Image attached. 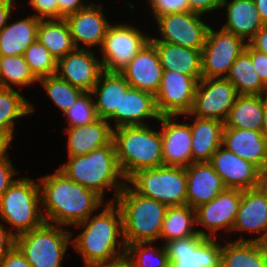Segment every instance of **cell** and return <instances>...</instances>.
I'll return each mask as SVG.
<instances>
[{
  "instance_id": "1",
  "label": "cell",
  "mask_w": 267,
  "mask_h": 267,
  "mask_svg": "<svg viewBox=\"0 0 267 267\" xmlns=\"http://www.w3.org/2000/svg\"><path fill=\"white\" fill-rule=\"evenodd\" d=\"M39 181L41 206L46 210L45 222L75 226L103 205L104 199L100 195L77 184L59 169Z\"/></svg>"
},
{
  "instance_id": "19",
  "label": "cell",
  "mask_w": 267,
  "mask_h": 267,
  "mask_svg": "<svg viewBox=\"0 0 267 267\" xmlns=\"http://www.w3.org/2000/svg\"><path fill=\"white\" fill-rule=\"evenodd\" d=\"M120 73L131 87L155 96L160 89L163 73L155 45L149 40Z\"/></svg>"
},
{
  "instance_id": "39",
  "label": "cell",
  "mask_w": 267,
  "mask_h": 267,
  "mask_svg": "<svg viewBox=\"0 0 267 267\" xmlns=\"http://www.w3.org/2000/svg\"><path fill=\"white\" fill-rule=\"evenodd\" d=\"M151 244L152 242L128 244L125 256L133 267H170L164 244L161 248H153Z\"/></svg>"
},
{
  "instance_id": "5",
  "label": "cell",
  "mask_w": 267,
  "mask_h": 267,
  "mask_svg": "<svg viewBox=\"0 0 267 267\" xmlns=\"http://www.w3.org/2000/svg\"><path fill=\"white\" fill-rule=\"evenodd\" d=\"M117 160L126 180L136 171L163 166L161 130L149 125L113 129Z\"/></svg>"
},
{
  "instance_id": "10",
  "label": "cell",
  "mask_w": 267,
  "mask_h": 267,
  "mask_svg": "<svg viewBox=\"0 0 267 267\" xmlns=\"http://www.w3.org/2000/svg\"><path fill=\"white\" fill-rule=\"evenodd\" d=\"M150 40L140 30L124 24L109 25L101 46L103 70L120 72Z\"/></svg>"
},
{
  "instance_id": "27",
  "label": "cell",
  "mask_w": 267,
  "mask_h": 267,
  "mask_svg": "<svg viewBox=\"0 0 267 267\" xmlns=\"http://www.w3.org/2000/svg\"><path fill=\"white\" fill-rule=\"evenodd\" d=\"M227 7V22L221 27L247 43L265 24L260 18L254 0H222L221 7ZM248 37V38H247Z\"/></svg>"
},
{
  "instance_id": "17",
  "label": "cell",
  "mask_w": 267,
  "mask_h": 267,
  "mask_svg": "<svg viewBox=\"0 0 267 267\" xmlns=\"http://www.w3.org/2000/svg\"><path fill=\"white\" fill-rule=\"evenodd\" d=\"M103 71L101 60L92 51L81 47L57 60L56 75L72 86L91 92Z\"/></svg>"
},
{
  "instance_id": "2",
  "label": "cell",
  "mask_w": 267,
  "mask_h": 267,
  "mask_svg": "<svg viewBox=\"0 0 267 267\" xmlns=\"http://www.w3.org/2000/svg\"><path fill=\"white\" fill-rule=\"evenodd\" d=\"M114 203L113 200L110 201L101 213L94 217L91 215L75 225L84 230L76 238L71 239V245L82 255L86 266L97 262H109L125 255L122 215ZM118 237H122V243ZM117 245L119 248H116Z\"/></svg>"
},
{
  "instance_id": "13",
  "label": "cell",
  "mask_w": 267,
  "mask_h": 267,
  "mask_svg": "<svg viewBox=\"0 0 267 267\" xmlns=\"http://www.w3.org/2000/svg\"><path fill=\"white\" fill-rule=\"evenodd\" d=\"M194 12H176L156 18L162 39L150 37V41H163L194 50H202L209 25Z\"/></svg>"
},
{
  "instance_id": "24",
  "label": "cell",
  "mask_w": 267,
  "mask_h": 267,
  "mask_svg": "<svg viewBox=\"0 0 267 267\" xmlns=\"http://www.w3.org/2000/svg\"><path fill=\"white\" fill-rule=\"evenodd\" d=\"M187 205L193 209L210 202L226 187L209 162L191 163L185 168Z\"/></svg>"
},
{
  "instance_id": "11",
  "label": "cell",
  "mask_w": 267,
  "mask_h": 267,
  "mask_svg": "<svg viewBox=\"0 0 267 267\" xmlns=\"http://www.w3.org/2000/svg\"><path fill=\"white\" fill-rule=\"evenodd\" d=\"M237 96L235 86L226 78H201L196 86L192 110L185 115L224 123Z\"/></svg>"
},
{
  "instance_id": "49",
  "label": "cell",
  "mask_w": 267,
  "mask_h": 267,
  "mask_svg": "<svg viewBox=\"0 0 267 267\" xmlns=\"http://www.w3.org/2000/svg\"><path fill=\"white\" fill-rule=\"evenodd\" d=\"M15 237V232H8L0 223V260L15 246Z\"/></svg>"
},
{
  "instance_id": "22",
  "label": "cell",
  "mask_w": 267,
  "mask_h": 267,
  "mask_svg": "<svg viewBox=\"0 0 267 267\" xmlns=\"http://www.w3.org/2000/svg\"><path fill=\"white\" fill-rule=\"evenodd\" d=\"M130 87V84L120 72L103 70L98 82L91 90L92 95L97 97L94 104L98 118L113 119L116 122L114 129L120 127L121 97Z\"/></svg>"
},
{
  "instance_id": "7",
  "label": "cell",
  "mask_w": 267,
  "mask_h": 267,
  "mask_svg": "<svg viewBox=\"0 0 267 267\" xmlns=\"http://www.w3.org/2000/svg\"><path fill=\"white\" fill-rule=\"evenodd\" d=\"M127 183L140 195L155 199L168 207L187 205L186 170L160 166L136 171Z\"/></svg>"
},
{
  "instance_id": "16",
  "label": "cell",
  "mask_w": 267,
  "mask_h": 267,
  "mask_svg": "<svg viewBox=\"0 0 267 267\" xmlns=\"http://www.w3.org/2000/svg\"><path fill=\"white\" fill-rule=\"evenodd\" d=\"M236 230L258 233L259 237L248 241L267 243V176L260 187L242 190L232 231Z\"/></svg>"
},
{
  "instance_id": "3",
  "label": "cell",
  "mask_w": 267,
  "mask_h": 267,
  "mask_svg": "<svg viewBox=\"0 0 267 267\" xmlns=\"http://www.w3.org/2000/svg\"><path fill=\"white\" fill-rule=\"evenodd\" d=\"M58 169L77 184L96 192L102 198L106 189L115 188L116 199L127 184L119 167L114 142L86 155L68 157L67 163Z\"/></svg>"
},
{
  "instance_id": "48",
  "label": "cell",
  "mask_w": 267,
  "mask_h": 267,
  "mask_svg": "<svg viewBox=\"0 0 267 267\" xmlns=\"http://www.w3.org/2000/svg\"><path fill=\"white\" fill-rule=\"evenodd\" d=\"M58 2V19L65 18L66 16L75 13L87 5L83 4L81 0H57Z\"/></svg>"
},
{
  "instance_id": "20",
  "label": "cell",
  "mask_w": 267,
  "mask_h": 267,
  "mask_svg": "<svg viewBox=\"0 0 267 267\" xmlns=\"http://www.w3.org/2000/svg\"><path fill=\"white\" fill-rule=\"evenodd\" d=\"M177 116H160L164 166L186 168L192 163L190 125L174 122Z\"/></svg>"
},
{
  "instance_id": "54",
  "label": "cell",
  "mask_w": 267,
  "mask_h": 267,
  "mask_svg": "<svg viewBox=\"0 0 267 267\" xmlns=\"http://www.w3.org/2000/svg\"><path fill=\"white\" fill-rule=\"evenodd\" d=\"M261 20L267 24V0H254Z\"/></svg>"
},
{
  "instance_id": "28",
  "label": "cell",
  "mask_w": 267,
  "mask_h": 267,
  "mask_svg": "<svg viewBox=\"0 0 267 267\" xmlns=\"http://www.w3.org/2000/svg\"><path fill=\"white\" fill-rule=\"evenodd\" d=\"M190 128L192 163L209 162L214 152L222 145L224 123L195 116Z\"/></svg>"
},
{
  "instance_id": "37",
  "label": "cell",
  "mask_w": 267,
  "mask_h": 267,
  "mask_svg": "<svg viewBox=\"0 0 267 267\" xmlns=\"http://www.w3.org/2000/svg\"><path fill=\"white\" fill-rule=\"evenodd\" d=\"M38 80L31 73L23 55L0 56V87L30 86Z\"/></svg>"
},
{
  "instance_id": "31",
  "label": "cell",
  "mask_w": 267,
  "mask_h": 267,
  "mask_svg": "<svg viewBox=\"0 0 267 267\" xmlns=\"http://www.w3.org/2000/svg\"><path fill=\"white\" fill-rule=\"evenodd\" d=\"M265 95H238L224 122V128L261 131Z\"/></svg>"
},
{
  "instance_id": "52",
  "label": "cell",
  "mask_w": 267,
  "mask_h": 267,
  "mask_svg": "<svg viewBox=\"0 0 267 267\" xmlns=\"http://www.w3.org/2000/svg\"><path fill=\"white\" fill-rule=\"evenodd\" d=\"M85 267H133L129 259L123 255L115 260L109 262H97L89 264Z\"/></svg>"
},
{
  "instance_id": "40",
  "label": "cell",
  "mask_w": 267,
  "mask_h": 267,
  "mask_svg": "<svg viewBox=\"0 0 267 267\" xmlns=\"http://www.w3.org/2000/svg\"><path fill=\"white\" fill-rule=\"evenodd\" d=\"M23 56L37 80L56 74L57 60L38 39L26 49Z\"/></svg>"
},
{
  "instance_id": "8",
  "label": "cell",
  "mask_w": 267,
  "mask_h": 267,
  "mask_svg": "<svg viewBox=\"0 0 267 267\" xmlns=\"http://www.w3.org/2000/svg\"><path fill=\"white\" fill-rule=\"evenodd\" d=\"M59 227L44 221L37 228L15 237V246L31 267H61L73 234Z\"/></svg>"
},
{
  "instance_id": "46",
  "label": "cell",
  "mask_w": 267,
  "mask_h": 267,
  "mask_svg": "<svg viewBox=\"0 0 267 267\" xmlns=\"http://www.w3.org/2000/svg\"><path fill=\"white\" fill-rule=\"evenodd\" d=\"M0 267H31V265L20 250L14 246L2 257Z\"/></svg>"
},
{
  "instance_id": "23",
  "label": "cell",
  "mask_w": 267,
  "mask_h": 267,
  "mask_svg": "<svg viewBox=\"0 0 267 267\" xmlns=\"http://www.w3.org/2000/svg\"><path fill=\"white\" fill-rule=\"evenodd\" d=\"M222 146L254 164L267 176V139L261 131L223 128Z\"/></svg>"
},
{
  "instance_id": "51",
  "label": "cell",
  "mask_w": 267,
  "mask_h": 267,
  "mask_svg": "<svg viewBox=\"0 0 267 267\" xmlns=\"http://www.w3.org/2000/svg\"><path fill=\"white\" fill-rule=\"evenodd\" d=\"M16 4L14 0H0V32L5 28L11 17V9Z\"/></svg>"
},
{
  "instance_id": "53",
  "label": "cell",
  "mask_w": 267,
  "mask_h": 267,
  "mask_svg": "<svg viewBox=\"0 0 267 267\" xmlns=\"http://www.w3.org/2000/svg\"><path fill=\"white\" fill-rule=\"evenodd\" d=\"M12 139H13V134L11 132H5L0 130V161L9 159V156L6 152L8 150V146L10 145Z\"/></svg>"
},
{
  "instance_id": "42",
  "label": "cell",
  "mask_w": 267,
  "mask_h": 267,
  "mask_svg": "<svg viewBox=\"0 0 267 267\" xmlns=\"http://www.w3.org/2000/svg\"><path fill=\"white\" fill-rule=\"evenodd\" d=\"M152 6L154 17H160L176 12H190L188 0H148Z\"/></svg>"
},
{
  "instance_id": "45",
  "label": "cell",
  "mask_w": 267,
  "mask_h": 267,
  "mask_svg": "<svg viewBox=\"0 0 267 267\" xmlns=\"http://www.w3.org/2000/svg\"><path fill=\"white\" fill-rule=\"evenodd\" d=\"M18 173L12 165L10 159L0 161V197L13 184L16 179L13 176Z\"/></svg>"
},
{
  "instance_id": "14",
  "label": "cell",
  "mask_w": 267,
  "mask_h": 267,
  "mask_svg": "<svg viewBox=\"0 0 267 267\" xmlns=\"http://www.w3.org/2000/svg\"><path fill=\"white\" fill-rule=\"evenodd\" d=\"M197 81L180 72L163 70L160 89L155 95L161 116H182L191 112Z\"/></svg>"
},
{
  "instance_id": "32",
  "label": "cell",
  "mask_w": 267,
  "mask_h": 267,
  "mask_svg": "<svg viewBox=\"0 0 267 267\" xmlns=\"http://www.w3.org/2000/svg\"><path fill=\"white\" fill-rule=\"evenodd\" d=\"M40 19L34 15L16 21L0 32V56L23 55L26 49L37 39Z\"/></svg>"
},
{
  "instance_id": "33",
  "label": "cell",
  "mask_w": 267,
  "mask_h": 267,
  "mask_svg": "<svg viewBox=\"0 0 267 267\" xmlns=\"http://www.w3.org/2000/svg\"><path fill=\"white\" fill-rule=\"evenodd\" d=\"M37 39L56 60L76 49L69 26L64 18L40 19L37 28Z\"/></svg>"
},
{
  "instance_id": "26",
  "label": "cell",
  "mask_w": 267,
  "mask_h": 267,
  "mask_svg": "<svg viewBox=\"0 0 267 267\" xmlns=\"http://www.w3.org/2000/svg\"><path fill=\"white\" fill-rule=\"evenodd\" d=\"M157 49L163 70L180 72L202 78V50H194L163 41H151Z\"/></svg>"
},
{
  "instance_id": "43",
  "label": "cell",
  "mask_w": 267,
  "mask_h": 267,
  "mask_svg": "<svg viewBox=\"0 0 267 267\" xmlns=\"http://www.w3.org/2000/svg\"><path fill=\"white\" fill-rule=\"evenodd\" d=\"M29 4L36 11V18L58 19L57 0H29Z\"/></svg>"
},
{
  "instance_id": "44",
  "label": "cell",
  "mask_w": 267,
  "mask_h": 267,
  "mask_svg": "<svg viewBox=\"0 0 267 267\" xmlns=\"http://www.w3.org/2000/svg\"><path fill=\"white\" fill-rule=\"evenodd\" d=\"M245 51L250 55L261 81L267 86V54L253 49L248 43Z\"/></svg>"
},
{
  "instance_id": "18",
  "label": "cell",
  "mask_w": 267,
  "mask_h": 267,
  "mask_svg": "<svg viewBox=\"0 0 267 267\" xmlns=\"http://www.w3.org/2000/svg\"><path fill=\"white\" fill-rule=\"evenodd\" d=\"M242 198V190L226 188L213 200L195 208L196 224L209 230L210 238H216L217 231H231Z\"/></svg>"
},
{
  "instance_id": "25",
  "label": "cell",
  "mask_w": 267,
  "mask_h": 267,
  "mask_svg": "<svg viewBox=\"0 0 267 267\" xmlns=\"http://www.w3.org/2000/svg\"><path fill=\"white\" fill-rule=\"evenodd\" d=\"M113 127L110 121L98 118L91 124L66 127L68 134V157L86 155L113 142Z\"/></svg>"
},
{
  "instance_id": "21",
  "label": "cell",
  "mask_w": 267,
  "mask_h": 267,
  "mask_svg": "<svg viewBox=\"0 0 267 267\" xmlns=\"http://www.w3.org/2000/svg\"><path fill=\"white\" fill-rule=\"evenodd\" d=\"M70 34L76 49L80 42L87 48L92 46H102L109 22L102 11V4L94 3L85 8L66 16Z\"/></svg>"
},
{
  "instance_id": "12",
  "label": "cell",
  "mask_w": 267,
  "mask_h": 267,
  "mask_svg": "<svg viewBox=\"0 0 267 267\" xmlns=\"http://www.w3.org/2000/svg\"><path fill=\"white\" fill-rule=\"evenodd\" d=\"M200 235L164 242L170 267H221L222 247Z\"/></svg>"
},
{
  "instance_id": "41",
  "label": "cell",
  "mask_w": 267,
  "mask_h": 267,
  "mask_svg": "<svg viewBox=\"0 0 267 267\" xmlns=\"http://www.w3.org/2000/svg\"><path fill=\"white\" fill-rule=\"evenodd\" d=\"M94 97L91 92H84L75 104L65 113L68 127H78L93 123L98 119Z\"/></svg>"
},
{
  "instance_id": "38",
  "label": "cell",
  "mask_w": 267,
  "mask_h": 267,
  "mask_svg": "<svg viewBox=\"0 0 267 267\" xmlns=\"http://www.w3.org/2000/svg\"><path fill=\"white\" fill-rule=\"evenodd\" d=\"M38 82L42 84L47 91L49 98H51L64 114L84 93L82 89L72 86L56 74L43 77L39 79Z\"/></svg>"
},
{
  "instance_id": "6",
  "label": "cell",
  "mask_w": 267,
  "mask_h": 267,
  "mask_svg": "<svg viewBox=\"0 0 267 267\" xmlns=\"http://www.w3.org/2000/svg\"><path fill=\"white\" fill-rule=\"evenodd\" d=\"M40 204L38 182L27 177L16 179L0 197V218L18 230L15 236L20 235L44 222Z\"/></svg>"
},
{
  "instance_id": "55",
  "label": "cell",
  "mask_w": 267,
  "mask_h": 267,
  "mask_svg": "<svg viewBox=\"0 0 267 267\" xmlns=\"http://www.w3.org/2000/svg\"><path fill=\"white\" fill-rule=\"evenodd\" d=\"M261 132L263 136L267 139V94H265L264 119Z\"/></svg>"
},
{
  "instance_id": "35",
  "label": "cell",
  "mask_w": 267,
  "mask_h": 267,
  "mask_svg": "<svg viewBox=\"0 0 267 267\" xmlns=\"http://www.w3.org/2000/svg\"><path fill=\"white\" fill-rule=\"evenodd\" d=\"M226 79L238 95H265L267 86L261 81L250 55L244 50L234 61Z\"/></svg>"
},
{
  "instance_id": "47",
  "label": "cell",
  "mask_w": 267,
  "mask_h": 267,
  "mask_svg": "<svg viewBox=\"0 0 267 267\" xmlns=\"http://www.w3.org/2000/svg\"><path fill=\"white\" fill-rule=\"evenodd\" d=\"M190 12L203 15L205 12H210L222 8V0H188Z\"/></svg>"
},
{
  "instance_id": "30",
  "label": "cell",
  "mask_w": 267,
  "mask_h": 267,
  "mask_svg": "<svg viewBox=\"0 0 267 267\" xmlns=\"http://www.w3.org/2000/svg\"><path fill=\"white\" fill-rule=\"evenodd\" d=\"M221 267H267V243L243 237L222 246Z\"/></svg>"
},
{
  "instance_id": "50",
  "label": "cell",
  "mask_w": 267,
  "mask_h": 267,
  "mask_svg": "<svg viewBox=\"0 0 267 267\" xmlns=\"http://www.w3.org/2000/svg\"><path fill=\"white\" fill-rule=\"evenodd\" d=\"M248 44L253 49L267 54V24L261 27V29L253 36Z\"/></svg>"
},
{
  "instance_id": "29",
  "label": "cell",
  "mask_w": 267,
  "mask_h": 267,
  "mask_svg": "<svg viewBox=\"0 0 267 267\" xmlns=\"http://www.w3.org/2000/svg\"><path fill=\"white\" fill-rule=\"evenodd\" d=\"M155 96L151 93L130 87L121 97L120 127L146 125L144 119L159 120Z\"/></svg>"
},
{
  "instance_id": "9",
  "label": "cell",
  "mask_w": 267,
  "mask_h": 267,
  "mask_svg": "<svg viewBox=\"0 0 267 267\" xmlns=\"http://www.w3.org/2000/svg\"><path fill=\"white\" fill-rule=\"evenodd\" d=\"M247 42L222 28L209 27L202 48V78H226L237 57L245 50Z\"/></svg>"
},
{
  "instance_id": "36",
  "label": "cell",
  "mask_w": 267,
  "mask_h": 267,
  "mask_svg": "<svg viewBox=\"0 0 267 267\" xmlns=\"http://www.w3.org/2000/svg\"><path fill=\"white\" fill-rule=\"evenodd\" d=\"M33 111V105L18 91L0 87V130L14 134V121Z\"/></svg>"
},
{
  "instance_id": "15",
  "label": "cell",
  "mask_w": 267,
  "mask_h": 267,
  "mask_svg": "<svg viewBox=\"0 0 267 267\" xmlns=\"http://www.w3.org/2000/svg\"><path fill=\"white\" fill-rule=\"evenodd\" d=\"M222 147L214 152L209 163L226 188L247 190L264 183L266 175L257 166Z\"/></svg>"
},
{
  "instance_id": "4",
  "label": "cell",
  "mask_w": 267,
  "mask_h": 267,
  "mask_svg": "<svg viewBox=\"0 0 267 267\" xmlns=\"http://www.w3.org/2000/svg\"><path fill=\"white\" fill-rule=\"evenodd\" d=\"M115 202L121 211L126 246L160 239L168 206L138 194L130 184L124 186Z\"/></svg>"
},
{
  "instance_id": "34",
  "label": "cell",
  "mask_w": 267,
  "mask_h": 267,
  "mask_svg": "<svg viewBox=\"0 0 267 267\" xmlns=\"http://www.w3.org/2000/svg\"><path fill=\"white\" fill-rule=\"evenodd\" d=\"M195 209L189 205L168 207L163 221L160 239L165 242L197 235L210 238L203 229L194 230L196 225Z\"/></svg>"
}]
</instances>
